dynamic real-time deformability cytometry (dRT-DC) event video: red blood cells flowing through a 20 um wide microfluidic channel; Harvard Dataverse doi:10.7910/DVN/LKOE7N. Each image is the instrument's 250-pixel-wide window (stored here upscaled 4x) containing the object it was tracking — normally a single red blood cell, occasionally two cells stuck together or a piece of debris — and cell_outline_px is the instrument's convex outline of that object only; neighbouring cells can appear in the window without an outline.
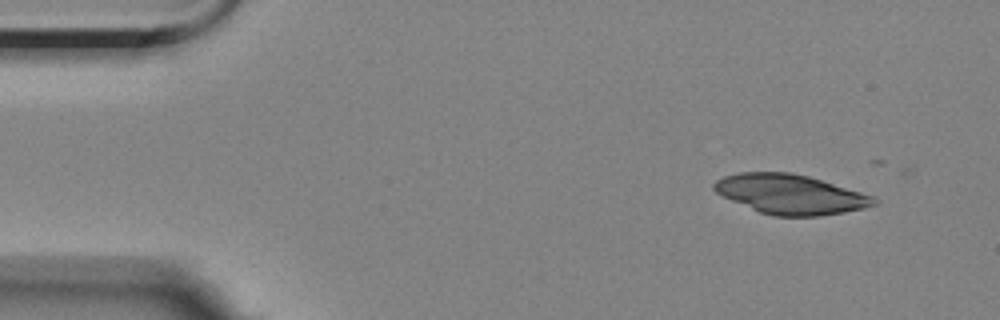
{"species": "Egyptian fruit bat (a non-hibernating species)", "species_latin": "Rousettus aegyptiacus", "temperature_condition": "room temperature", "stored_images_in_passage": 6, "camera_frame_rate_fps": 3000, "um_per_image_px": 0.085, "animal": {"sex": "female"}, "frame": {"image": 1, "passage_image": 1, "time_ms": 0.0, "image_size_px": [1000, 320], "cell_outline_px": [[880, 204], [864, 208], [844, 212], [816, 216], [772, 216], [760, 212], [732, 200], [716, 192], [712, 188], [712, 184], [716, 180], [724, 176], [740, 172], [788, 172], [808, 176], [860, 192], [872, 196], [880, 200]], "centroid_in_image_um": [67.19, 16.51], "position_along_channel_um": 17.8, "area_um2": 36.65}}